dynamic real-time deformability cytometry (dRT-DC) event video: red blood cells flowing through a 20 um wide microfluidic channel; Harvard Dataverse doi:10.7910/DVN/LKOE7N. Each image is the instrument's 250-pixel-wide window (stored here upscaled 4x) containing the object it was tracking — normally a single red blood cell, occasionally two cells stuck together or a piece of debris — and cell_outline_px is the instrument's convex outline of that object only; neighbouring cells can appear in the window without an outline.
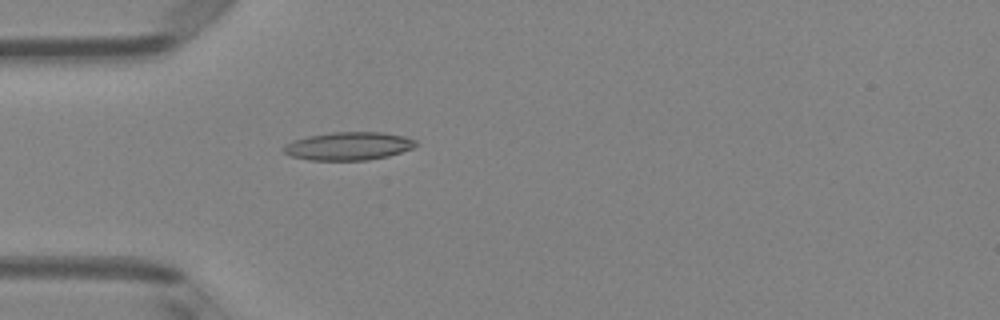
{"species": "Egyptian fruit bat (a non-hibernating species)", "species_latin": "Rousettus aegyptiacus", "temperature_condition": "room temperature", "stored_images_in_passage": 50, "camera_frame_rate_fps": 3000, "um_per_image_px": 0.085, "animal": {"sex": "female"}, "frame": {"image": 1, "passage_image": 15, "time_ms": 4.667, "image_size_px": [1000, 320], "cell_outline_px": [[416, 144], [412, 148], [388, 156], [368, 160], [308, 160], [292, 156], [284, 152], [284, 144], [292, 140], [308, 136], [332, 132], [384, 132], [404, 136], [416, 140]], "centroid_in_image_um": [29.61, 12.41], "position_along_channel_um": 55.4, "area_um2": 21.62}}
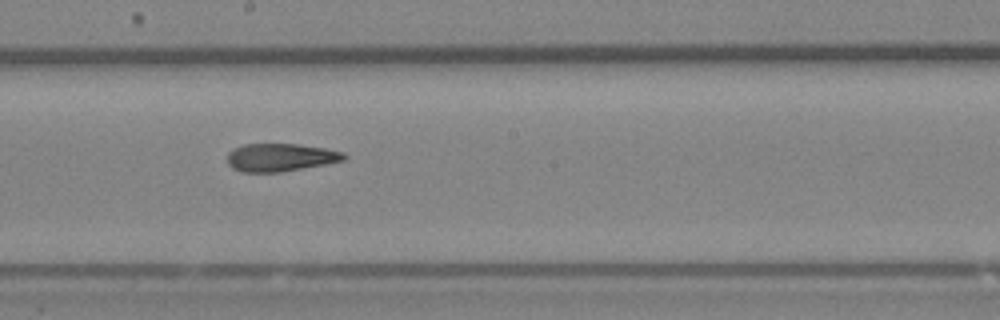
{"frame": {"image": 2, "passage_image": 28, "time_ms": 9.0, "image_size_px": [1000, 320], "cell_outline_px": [[348, 156], [344, 160], [324, 164], [280, 172], [240, 172], [232, 168], [228, 164], [228, 152], [232, 148], [244, 144], [296, 144], [324, 148], [344, 152]], "centroid_in_image_um": [23.8, 13.38], "position_along_channel_um": 224.4, "area_um2": 18.96}}
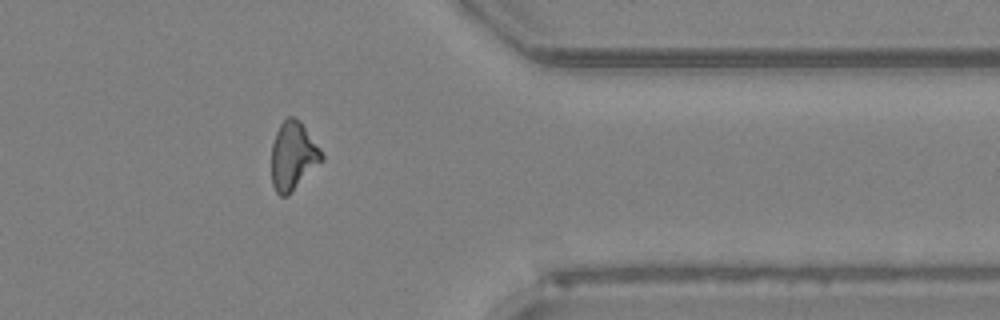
{"frame": {"image": 3, "passage_image": 41, "time_ms": 13.333, "image_size_px": [1000, 320], "cell_outline_px": [[324, 160], [288, 196], [280, 196], [276, 192], [272, 184], [272, 144], [276, 132], [280, 124], [288, 116], [292, 116], [300, 120], [320, 148], [324, 156]], "centroid_in_image_um": [24.93, 13.26], "position_along_channel_um": 386.5, "area_um2": 20.11}, "authors_computed_cell_mechanics": {"area_um2": 19.941, "velocity_mm_per_s": 4.0549, "shape_relaxation_time_tau1_ms": null, "shape_relaxation_time_tau2_ms": 3.6144, "deformation_change_tau1": null, "deformation_change_tau2": 0.1428}}